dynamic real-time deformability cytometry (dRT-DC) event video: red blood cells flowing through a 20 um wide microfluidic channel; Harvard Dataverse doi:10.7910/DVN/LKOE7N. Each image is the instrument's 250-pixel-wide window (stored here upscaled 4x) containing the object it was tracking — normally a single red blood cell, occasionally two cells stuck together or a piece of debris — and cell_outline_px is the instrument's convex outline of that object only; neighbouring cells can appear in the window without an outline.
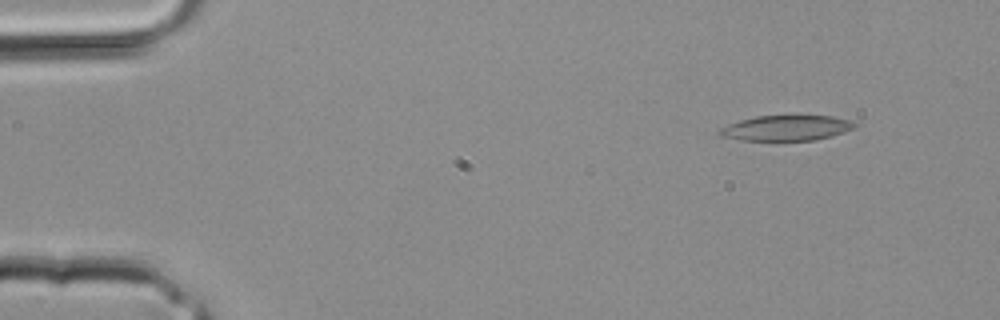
{"species": "common noctule bat (a hibernating species)", "species_latin": "Nyctalus noctula", "temperature_condition": "room temperature", "stored_images_in_passage": 3, "camera_frame_rate_fps": 3000, "um_per_image_px": 0.085, "animal": {"sex": "male", "body_mass_g": 20.4}, "frame": {"image": 1, "passage_image": 1, "time_ms": 0.0, "image_size_px": [1000, 320], "cell_outline_px": [[856, 128], [832, 136], [816, 140], [740, 140], [720, 136], [716, 132], [720, 128], [728, 124], [740, 120], [756, 116], [832, 116], [852, 120], [856, 124]], "centroid_in_image_um": [66.84, 10.88], "position_along_channel_um": 18.2, "area_um2": 20.0}}
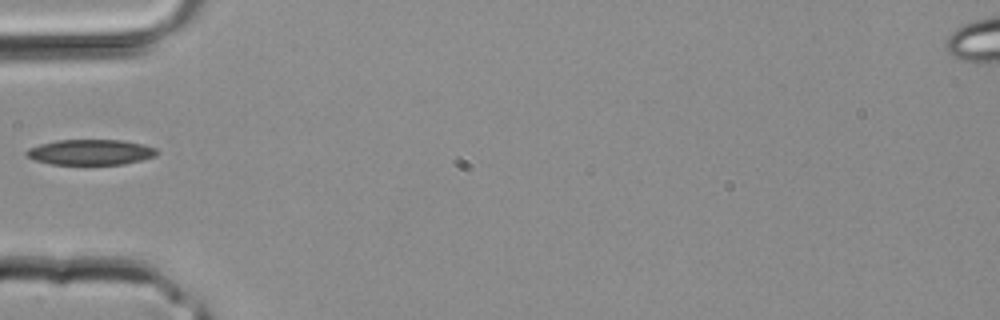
{"frame": {"image": 2, "passage_image": 3, "time_ms": 0.667, "image_size_px": [1000, 320], "cell_outline_px": [[160, 152], [156, 156], [124, 164], [52, 164], [36, 160], [28, 156], [24, 152], [28, 148], [40, 144], [56, 140], [124, 140], [156, 148]], "centroid_in_image_um": [7.71, 12.93], "position_along_channel_um": 77.3, "area_um2": 19.25}}